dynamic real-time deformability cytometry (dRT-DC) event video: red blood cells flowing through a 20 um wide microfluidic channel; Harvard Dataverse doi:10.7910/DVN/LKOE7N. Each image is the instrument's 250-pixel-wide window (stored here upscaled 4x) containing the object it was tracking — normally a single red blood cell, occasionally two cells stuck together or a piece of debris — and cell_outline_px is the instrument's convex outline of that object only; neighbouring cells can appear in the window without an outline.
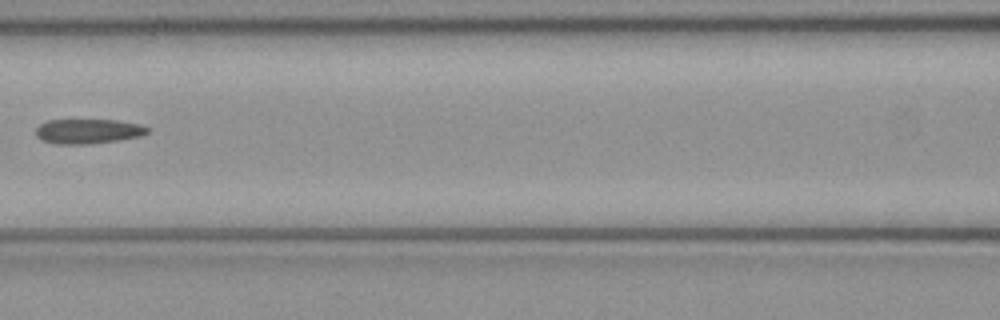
{"species": "common noctule bat (a hibernating species)", "species_latin": "Nyctalus noctula", "temperature_condition": "cold", "stored_images_in_passage": 6, "camera_frame_rate_fps": 3000, "um_per_image_px": 0.085, "animal": {"sex": "female", "body_mass_g": 21.9}, "frame": {"image": 1, "passage_image": 6, "time_ms": 1.667, "image_size_px": [1000, 320], "cell_outline_px": [[152, 128], [144, 136], [88, 144], [56, 144], [40, 140], [36, 136], [36, 128], [40, 124], [48, 120], [116, 120], [140, 124]], "centroid_in_image_um": [7.51, 11.16], "position_along_channel_um": 159.1, "area_um2": 16.24}}